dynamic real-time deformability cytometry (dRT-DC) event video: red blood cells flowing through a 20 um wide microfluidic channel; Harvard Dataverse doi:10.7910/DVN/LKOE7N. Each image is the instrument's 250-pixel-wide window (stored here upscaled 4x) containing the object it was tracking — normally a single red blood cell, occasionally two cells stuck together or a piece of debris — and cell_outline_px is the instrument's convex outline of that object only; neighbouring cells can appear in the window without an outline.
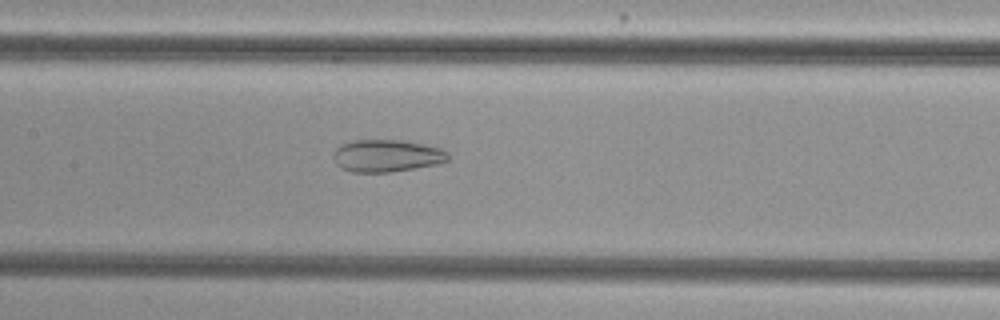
{"species": "common noctule bat (a hibernating species)", "species_latin": "Nyctalus noctula", "temperature_condition": "cold", "stored_images_in_passage": 54, "camera_frame_rate_fps": 3000, "um_per_image_px": 0.085, "animal": {"sex": "female", "body_mass_g": 29.2, "forearm_length_mm": 56.3}, "frame": {"image": 1, "passage_image": 27, "time_ms": 8.667, "image_size_px": [1000, 320], "cell_outline_px": [[448, 160], [436, 164], [388, 172], [352, 172], [340, 168], [336, 164], [332, 156], [332, 152], [340, 144], [356, 140], [400, 140], [440, 148], [448, 152]], "centroid_in_image_um": [32.8, 13.24], "position_along_channel_um": 174.6, "area_um2": 21.44}}
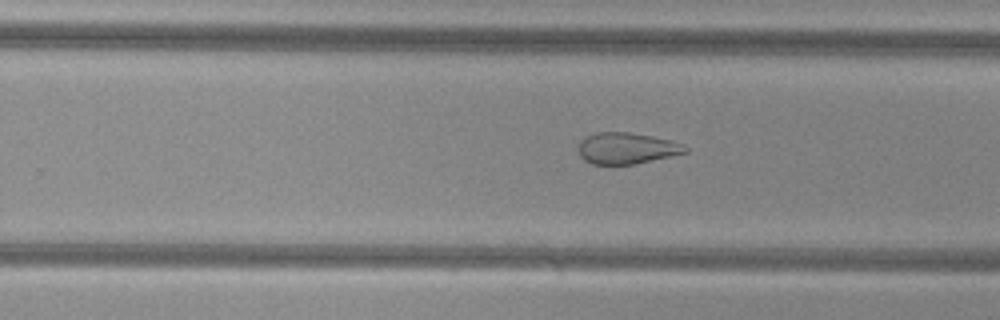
{"frame": {"image": 2, "passage_image": 35, "time_ms": 11.333, "image_size_px": [1000, 320], "cell_outline_px": [[688, 152], [636, 164], [592, 164], [584, 160], [580, 156], [580, 140], [584, 136], [596, 132], [628, 132], [652, 136], [672, 140], [684, 144], [688, 148]], "centroid_in_image_um": [53.29, 12.59], "position_along_channel_um": 276.5, "area_um2": 19.59}}
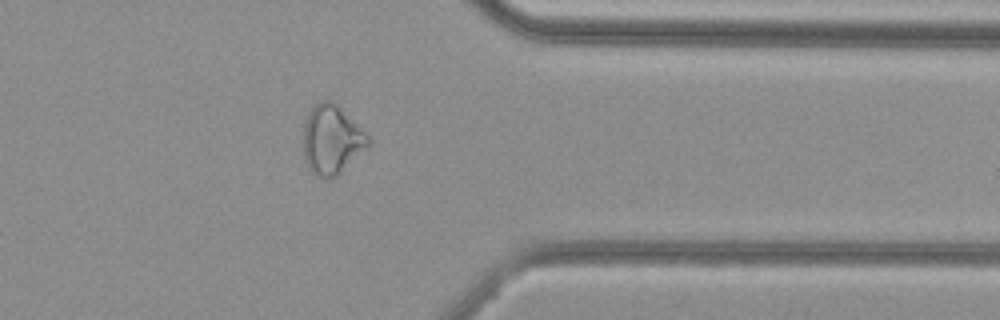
{"frame": {"image": 3, "passage_image": 44, "time_ms": 14.333, "image_size_px": [1000, 320], "cell_outline_px": [[372, 140], [368, 148], [336, 176], [320, 176], [312, 172], [308, 168], [304, 160], [304, 124], [308, 112], [320, 100], [332, 100]], "centroid_in_image_um": [28.19, 11.86], "position_along_channel_um": 383.2, "area_um2": 25.72}, "authors_computed_cell_mechanics": {"area_um2": 28.4087, "velocity_mm_per_s": 3.8441, "shape_relaxation_time_tau1_ms": null, "shape_relaxation_time_tau2_ms": 2.0077, "deformation_change_tau1": null, "deformation_change_tau2": 0.0952}}